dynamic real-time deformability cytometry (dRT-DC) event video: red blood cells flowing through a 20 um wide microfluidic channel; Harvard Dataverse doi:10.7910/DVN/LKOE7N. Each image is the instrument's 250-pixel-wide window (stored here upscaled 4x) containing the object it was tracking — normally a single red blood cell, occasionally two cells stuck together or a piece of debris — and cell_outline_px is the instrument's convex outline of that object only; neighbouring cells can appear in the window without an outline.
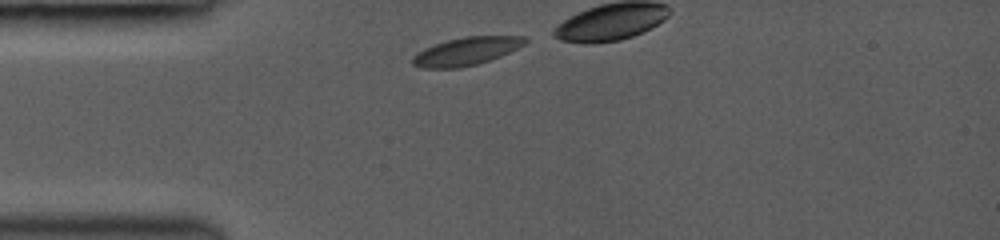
{"species": "common noctule bat (a hibernating species)", "species_latin": "Nyctalus noctula", "temperature_condition": "room temperature", "stored_images_in_passage": 7, "camera_frame_rate_fps": 3000, "um_per_image_px": 0.085, "animal": {"sex": "female", "body_mass_g": 19.0, "forearm_length_mm": 53.3}, "frame": {"image": 1, "passage_image": 1, "time_ms": 0.0, "image_size_px": [1000, 240], "cell_outline_px": [[528, 40], [524, 44], [500, 56], [476, 64], [460, 68], [420, 68], [412, 64], [412, 56], [416, 52], [424, 48], [448, 40], [464, 36], [524, 36]], "centroid_in_image_um": [39.58, 4.36], "position_along_channel_um": 45.4, "area_um2": 18.21}}
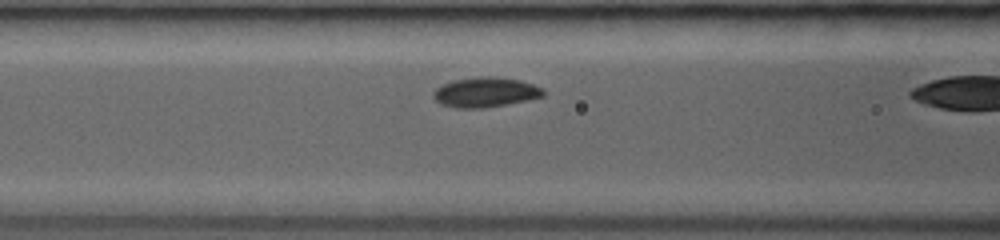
{"frame": {"image": 2, "passage_image": 6, "time_ms": 2.333, "image_size_px": [1000, 240], "cell_outline_px": [[544, 96], [528, 100], [484, 108], [456, 108], [440, 104], [432, 96], [432, 92], [436, 88], [452, 80], [480, 76], [496, 76], [520, 80], [544, 88]], "centroid_in_image_um": [41.25, 7.83], "position_along_channel_um": 125.3, "area_um2": 19.31}}